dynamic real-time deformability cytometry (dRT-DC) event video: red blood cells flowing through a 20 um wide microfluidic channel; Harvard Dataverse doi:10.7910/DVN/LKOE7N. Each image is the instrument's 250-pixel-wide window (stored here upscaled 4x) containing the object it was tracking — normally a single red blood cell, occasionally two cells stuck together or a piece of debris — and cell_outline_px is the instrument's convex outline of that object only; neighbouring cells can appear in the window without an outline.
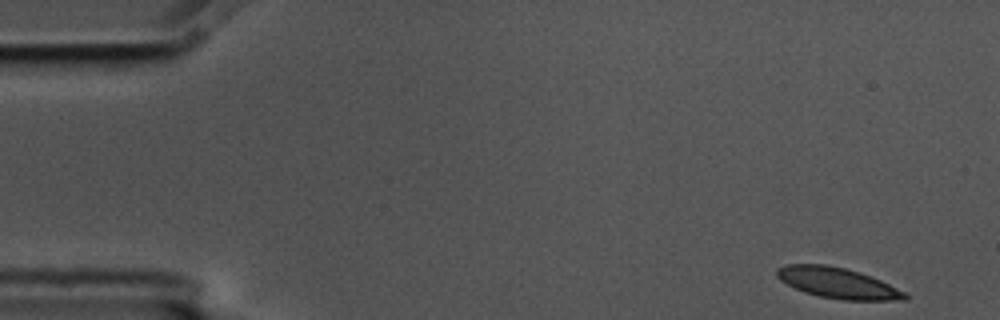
{"species": "common noctule bat (a hibernating species)", "species_latin": "Nyctalus noctula", "temperature_condition": "cold", "stored_images_in_passage": 54, "camera_frame_rate_fps": 3000, "um_per_image_px": 0.085, "animal": {"sex": "male", "body_mass_g": 17.5, "forearm_length_mm": 52.3}, "frame": {"image": 1, "passage_image": 1, "time_ms": 0.0, "image_size_px": [1000, 320], "cell_outline_px": [[908, 300], [840, 300], [820, 296], [804, 292], [780, 280], [776, 276], [776, 268], [784, 264], [824, 264], [844, 268], [860, 272], [872, 276], [904, 292], [908, 296]], "centroid_in_image_um": [71.18, 24.05], "position_along_channel_um": 13.8, "area_um2": 22.83}}
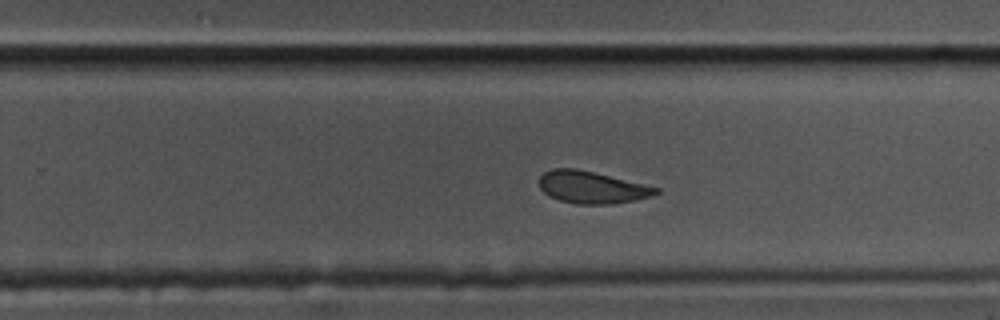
{"frame": {"image": 2, "passage_image": 33, "time_ms": 10.667, "image_size_px": [1000, 320], "cell_outline_px": [[660, 192], [652, 196], [636, 200], [612, 204], [576, 204], [560, 200], [548, 196], [540, 188], [540, 176], [544, 172], [552, 168], [576, 168], [660, 188]], "centroid_in_image_um": [50.3, 15.93], "position_along_channel_um": 279.5, "area_um2": 21.79}}
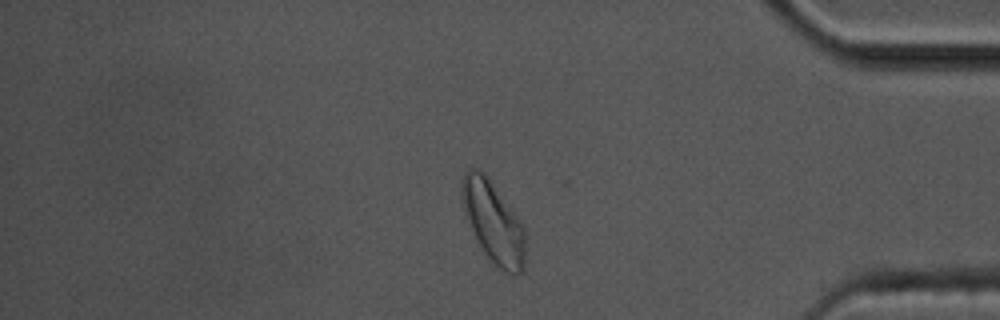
{"frame": {"image": 3, "passage_image": 45, "time_ms": 14.667, "image_size_px": [1000, 320], "cell_outline_px": [[528, 232], [524, 272], [516, 276], [512, 276], [504, 272], [484, 252], [464, 216], [460, 192], [460, 184], [464, 172], [468, 168], [480, 168], [484, 172], [520, 220]], "centroid_in_image_um": [41.96, 18.89], "position_along_channel_um": 393.2, "area_um2": 30.92}, "authors_computed_cell_mechanics": {"area_um2": 23.2934, "velocity_mm_per_s": 3.5362, "shape_relaxation_time_tau1_ms": 3.7626, "shape_relaxation_time_tau2_ms": 4.5447, "deformation_change_tau1": 0.1127, "deformation_change_tau2": 0.0775}}